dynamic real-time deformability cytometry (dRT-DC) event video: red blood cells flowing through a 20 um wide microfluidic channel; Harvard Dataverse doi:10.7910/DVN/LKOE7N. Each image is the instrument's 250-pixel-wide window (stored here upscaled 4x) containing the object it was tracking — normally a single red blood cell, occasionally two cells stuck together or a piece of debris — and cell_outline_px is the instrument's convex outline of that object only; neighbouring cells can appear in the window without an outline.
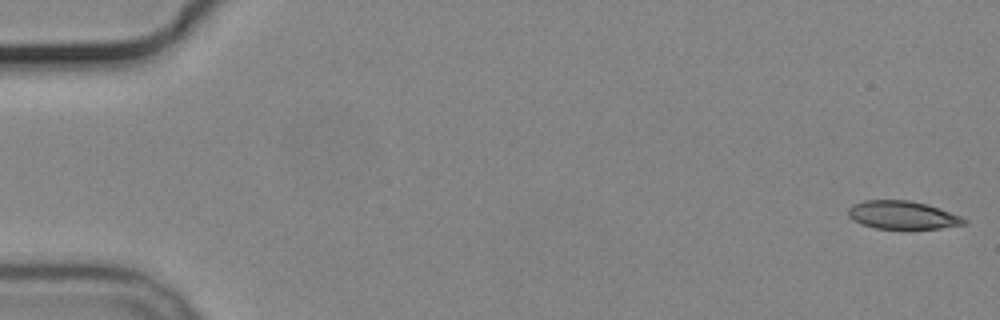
{"species": "common noctule bat (a hibernating species)", "species_latin": "Nyctalus noctula", "temperature_condition": "cold", "stored_images_in_passage": 5, "camera_frame_rate_fps": 3000, "um_per_image_px": 0.085, "animal": {"sex": "male", "body_mass_g": 19.2, "forearm_length_mm": 51.8}, "frame": {"image": 1, "passage_image": 1, "time_ms": 0.0, "image_size_px": [1000, 320], "cell_outline_px": [[968, 224], [940, 228], [876, 228], [852, 220], [848, 216], [848, 208], [852, 204], [864, 200], [908, 200], [928, 204], [960, 216], [968, 220]], "centroid_in_image_um": [76.71, 18.27], "position_along_channel_um": 8.3, "area_um2": 18.9}}
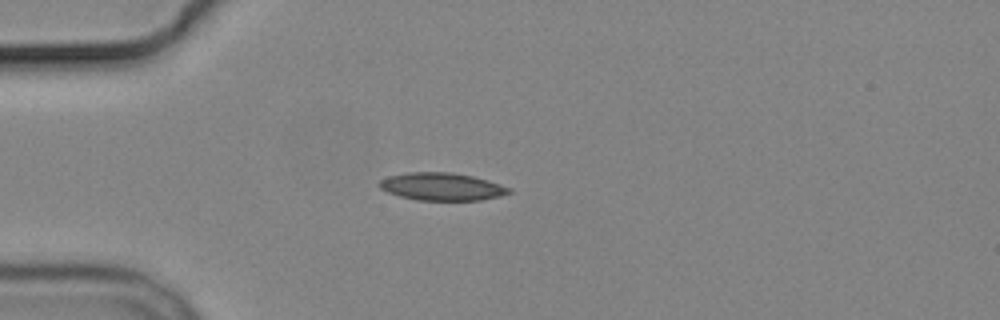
{"frame": {"image": 2, "passage_image": 5, "time_ms": 4.667, "image_size_px": [1000, 320], "cell_outline_px": [[512, 192], [500, 196], [480, 200], [416, 200], [400, 196], [388, 192], [380, 188], [376, 184], [380, 180], [388, 176], [408, 172], [452, 172], [472, 176], [488, 180], [512, 188]], "centroid_in_image_um": [37.55, 15.86], "position_along_channel_um": 47.4, "area_um2": 20.98}}